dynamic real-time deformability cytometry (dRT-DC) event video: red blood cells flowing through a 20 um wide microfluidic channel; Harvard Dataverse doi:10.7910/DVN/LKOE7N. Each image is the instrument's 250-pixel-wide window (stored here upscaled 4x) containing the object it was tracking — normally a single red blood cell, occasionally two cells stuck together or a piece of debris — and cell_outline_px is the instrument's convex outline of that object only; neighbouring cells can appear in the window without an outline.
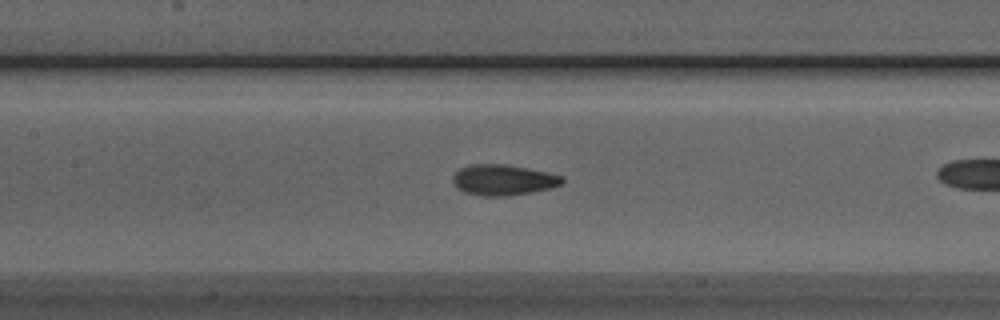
{"species": "Egyptian fruit bat (a non-hibernating species)", "species_latin": "Rousettus aegyptiacus", "temperature_condition": "room temperature", "stored_images_in_passage": 40, "camera_frame_rate_fps": 3000, "um_per_image_px": 0.085, "animal": {"sex": "male"}, "frame": {"image": 1, "passage_image": 23, "time_ms": 7.333, "image_size_px": [1000, 320], "cell_outline_px": [[564, 184], [552, 188], [532, 192], [504, 196], [484, 196], [464, 192], [456, 188], [452, 180], [452, 176], [460, 168], [468, 164], [504, 164], [528, 168], [548, 172], [564, 176]], "centroid_in_image_um": [42.79, 15.29], "position_along_channel_um": 164.6, "area_um2": 19.83}}
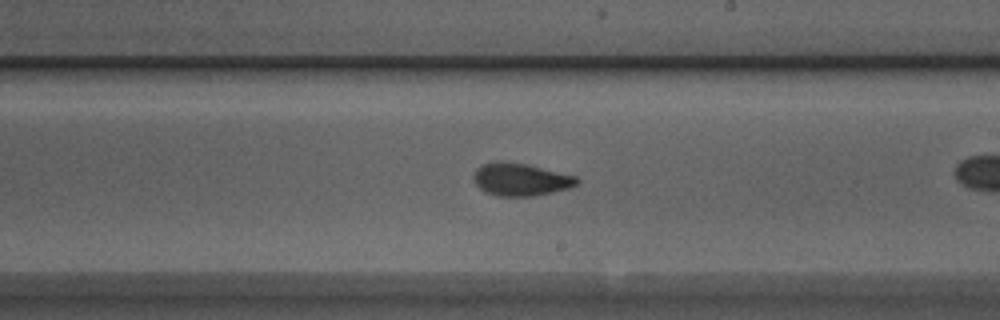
{"frame": {"image": 2, "passage_image": 29, "time_ms": 9.333, "image_size_px": [1000, 320], "cell_outline_px": [[580, 180], [576, 184], [568, 188], [552, 192], [532, 196], [496, 196], [484, 192], [472, 180], [472, 176], [476, 168], [484, 164], [496, 160], [504, 160], [524, 164], [576, 176]], "centroid_in_image_um": [44.18, 15.25], "position_along_channel_um": 244.8, "area_um2": 19.65}}